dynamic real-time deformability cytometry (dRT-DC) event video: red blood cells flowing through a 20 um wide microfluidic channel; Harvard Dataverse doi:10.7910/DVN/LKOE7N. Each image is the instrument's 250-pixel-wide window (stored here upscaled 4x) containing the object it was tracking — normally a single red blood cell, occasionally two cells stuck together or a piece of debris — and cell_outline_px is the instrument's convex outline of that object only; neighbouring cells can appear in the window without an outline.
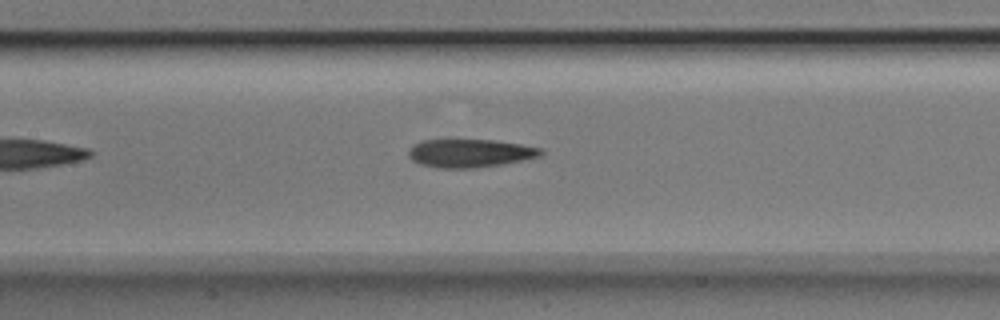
{"species": "Egyptian fruit bat (a non-hibernating species)", "species_latin": "Rousettus aegyptiacus", "temperature_condition": "room temperature", "stored_images_in_passage": 8, "segment_of_instrument_passage": [2, 2], "camera_frame_rate_fps": 3000, "um_per_image_px": 0.085, "animal": {"sex": "male"}, "frame": {"image": 1, "passage_image": 8, "time_ms": 2.333, "image_size_px": [1000, 320], "cell_outline_px": [[544, 152], [540, 156], [500, 164], [476, 168], [436, 168], [420, 164], [412, 160], [408, 156], [408, 148], [412, 144], [420, 140], [496, 140], [544, 148]], "centroid_in_image_um": [39.9, 13.01], "position_along_channel_um": 167.5, "area_um2": 21.91}}